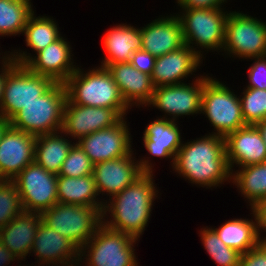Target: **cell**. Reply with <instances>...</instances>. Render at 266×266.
<instances>
[{
  "mask_svg": "<svg viewBox=\"0 0 266 266\" xmlns=\"http://www.w3.org/2000/svg\"><path fill=\"white\" fill-rule=\"evenodd\" d=\"M192 140L182 143L175 157L173 173L207 189L221 187L226 181L231 183L225 139L209 132Z\"/></svg>",
  "mask_w": 266,
  "mask_h": 266,
  "instance_id": "cell-1",
  "label": "cell"
},
{
  "mask_svg": "<svg viewBox=\"0 0 266 266\" xmlns=\"http://www.w3.org/2000/svg\"><path fill=\"white\" fill-rule=\"evenodd\" d=\"M154 177V173H143L121 192L107 198L102 212L103 224L139 240L146 230L154 201L159 198Z\"/></svg>",
  "mask_w": 266,
  "mask_h": 266,
  "instance_id": "cell-2",
  "label": "cell"
},
{
  "mask_svg": "<svg viewBox=\"0 0 266 266\" xmlns=\"http://www.w3.org/2000/svg\"><path fill=\"white\" fill-rule=\"evenodd\" d=\"M64 83L67 98L73 104L111 108L122 118L130 111L106 67L98 65L85 71L78 66Z\"/></svg>",
  "mask_w": 266,
  "mask_h": 266,
  "instance_id": "cell-3",
  "label": "cell"
},
{
  "mask_svg": "<svg viewBox=\"0 0 266 266\" xmlns=\"http://www.w3.org/2000/svg\"><path fill=\"white\" fill-rule=\"evenodd\" d=\"M225 9H180L176 14L181 24L185 45L191 47L202 59H205L204 55L211 50L218 54L222 52L225 24L230 12Z\"/></svg>",
  "mask_w": 266,
  "mask_h": 266,
  "instance_id": "cell-4",
  "label": "cell"
},
{
  "mask_svg": "<svg viewBox=\"0 0 266 266\" xmlns=\"http://www.w3.org/2000/svg\"><path fill=\"white\" fill-rule=\"evenodd\" d=\"M66 99L65 83L56 82L37 100L18 111L10 119V126L36 137L61 131Z\"/></svg>",
  "mask_w": 266,
  "mask_h": 266,
  "instance_id": "cell-5",
  "label": "cell"
},
{
  "mask_svg": "<svg viewBox=\"0 0 266 266\" xmlns=\"http://www.w3.org/2000/svg\"><path fill=\"white\" fill-rule=\"evenodd\" d=\"M137 241L140 240L102 224L80 249L76 266L84 263L83 266H139L135 254Z\"/></svg>",
  "mask_w": 266,
  "mask_h": 266,
  "instance_id": "cell-6",
  "label": "cell"
},
{
  "mask_svg": "<svg viewBox=\"0 0 266 266\" xmlns=\"http://www.w3.org/2000/svg\"><path fill=\"white\" fill-rule=\"evenodd\" d=\"M226 85L211 76L204 83L201 103V114L205 115L214 128L211 134L223 138L246 126L240 96Z\"/></svg>",
  "mask_w": 266,
  "mask_h": 266,
  "instance_id": "cell-7",
  "label": "cell"
},
{
  "mask_svg": "<svg viewBox=\"0 0 266 266\" xmlns=\"http://www.w3.org/2000/svg\"><path fill=\"white\" fill-rule=\"evenodd\" d=\"M42 221L81 249L103 224L96 206L56 203L42 214Z\"/></svg>",
  "mask_w": 266,
  "mask_h": 266,
  "instance_id": "cell-8",
  "label": "cell"
},
{
  "mask_svg": "<svg viewBox=\"0 0 266 266\" xmlns=\"http://www.w3.org/2000/svg\"><path fill=\"white\" fill-rule=\"evenodd\" d=\"M222 55L251 59L266 56V21L240 11H230L225 24Z\"/></svg>",
  "mask_w": 266,
  "mask_h": 266,
  "instance_id": "cell-9",
  "label": "cell"
},
{
  "mask_svg": "<svg viewBox=\"0 0 266 266\" xmlns=\"http://www.w3.org/2000/svg\"><path fill=\"white\" fill-rule=\"evenodd\" d=\"M56 82L48 76L31 72L16 62L7 70L0 115L10 120L27 104L37 100Z\"/></svg>",
  "mask_w": 266,
  "mask_h": 266,
  "instance_id": "cell-10",
  "label": "cell"
},
{
  "mask_svg": "<svg viewBox=\"0 0 266 266\" xmlns=\"http://www.w3.org/2000/svg\"><path fill=\"white\" fill-rule=\"evenodd\" d=\"M72 51L70 42L62 35L36 55L21 49L11 50L10 55L18 65L26 66L31 72L64 83L79 66L72 59Z\"/></svg>",
  "mask_w": 266,
  "mask_h": 266,
  "instance_id": "cell-11",
  "label": "cell"
},
{
  "mask_svg": "<svg viewBox=\"0 0 266 266\" xmlns=\"http://www.w3.org/2000/svg\"><path fill=\"white\" fill-rule=\"evenodd\" d=\"M212 76L205 73L196 76L192 83L159 86L154 89L152 99L147 105L164 112L163 118L177 121L186 115L201 114L204 83ZM185 115V116H184ZM171 117V118H170Z\"/></svg>",
  "mask_w": 266,
  "mask_h": 266,
  "instance_id": "cell-12",
  "label": "cell"
},
{
  "mask_svg": "<svg viewBox=\"0 0 266 266\" xmlns=\"http://www.w3.org/2000/svg\"><path fill=\"white\" fill-rule=\"evenodd\" d=\"M13 182L26 212L42 214L58 203L57 174L46 171L35 161L25 167Z\"/></svg>",
  "mask_w": 266,
  "mask_h": 266,
  "instance_id": "cell-13",
  "label": "cell"
},
{
  "mask_svg": "<svg viewBox=\"0 0 266 266\" xmlns=\"http://www.w3.org/2000/svg\"><path fill=\"white\" fill-rule=\"evenodd\" d=\"M124 156L103 161L94 165L93 177L99 194L109 196V199L132 184L143 173H153L155 169L150 157L142 159L134 156ZM153 164V165H152Z\"/></svg>",
  "mask_w": 266,
  "mask_h": 266,
  "instance_id": "cell-14",
  "label": "cell"
},
{
  "mask_svg": "<svg viewBox=\"0 0 266 266\" xmlns=\"http://www.w3.org/2000/svg\"><path fill=\"white\" fill-rule=\"evenodd\" d=\"M126 119L123 117L114 126L93 132L76 142L94 165L136 154L132 149L133 138Z\"/></svg>",
  "mask_w": 266,
  "mask_h": 266,
  "instance_id": "cell-15",
  "label": "cell"
},
{
  "mask_svg": "<svg viewBox=\"0 0 266 266\" xmlns=\"http://www.w3.org/2000/svg\"><path fill=\"white\" fill-rule=\"evenodd\" d=\"M121 119L114 109L81 106L67 98L63 109L62 131L77 142L93 132L114 126Z\"/></svg>",
  "mask_w": 266,
  "mask_h": 266,
  "instance_id": "cell-16",
  "label": "cell"
},
{
  "mask_svg": "<svg viewBox=\"0 0 266 266\" xmlns=\"http://www.w3.org/2000/svg\"><path fill=\"white\" fill-rule=\"evenodd\" d=\"M80 249L69 239L43 221L38 226L30 255H35L38 266H76ZM39 260V261H38Z\"/></svg>",
  "mask_w": 266,
  "mask_h": 266,
  "instance_id": "cell-17",
  "label": "cell"
},
{
  "mask_svg": "<svg viewBox=\"0 0 266 266\" xmlns=\"http://www.w3.org/2000/svg\"><path fill=\"white\" fill-rule=\"evenodd\" d=\"M36 136L9 126L0 140V180H13L34 162Z\"/></svg>",
  "mask_w": 266,
  "mask_h": 266,
  "instance_id": "cell-18",
  "label": "cell"
},
{
  "mask_svg": "<svg viewBox=\"0 0 266 266\" xmlns=\"http://www.w3.org/2000/svg\"><path fill=\"white\" fill-rule=\"evenodd\" d=\"M203 59L188 45L156 57L151 74L154 87L185 83L184 79L196 74Z\"/></svg>",
  "mask_w": 266,
  "mask_h": 266,
  "instance_id": "cell-19",
  "label": "cell"
},
{
  "mask_svg": "<svg viewBox=\"0 0 266 266\" xmlns=\"http://www.w3.org/2000/svg\"><path fill=\"white\" fill-rule=\"evenodd\" d=\"M225 150L229 168L266 162V144L255 125H246L225 138Z\"/></svg>",
  "mask_w": 266,
  "mask_h": 266,
  "instance_id": "cell-20",
  "label": "cell"
},
{
  "mask_svg": "<svg viewBox=\"0 0 266 266\" xmlns=\"http://www.w3.org/2000/svg\"><path fill=\"white\" fill-rule=\"evenodd\" d=\"M160 16L140 27L142 50L155 57L178 50L185 45L177 15L174 13Z\"/></svg>",
  "mask_w": 266,
  "mask_h": 266,
  "instance_id": "cell-21",
  "label": "cell"
},
{
  "mask_svg": "<svg viewBox=\"0 0 266 266\" xmlns=\"http://www.w3.org/2000/svg\"><path fill=\"white\" fill-rule=\"evenodd\" d=\"M106 68L130 110L134 106L147 107L155 89L150 75L140 72L130 62L110 64Z\"/></svg>",
  "mask_w": 266,
  "mask_h": 266,
  "instance_id": "cell-22",
  "label": "cell"
},
{
  "mask_svg": "<svg viewBox=\"0 0 266 266\" xmlns=\"http://www.w3.org/2000/svg\"><path fill=\"white\" fill-rule=\"evenodd\" d=\"M178 120L163 118L162 116L154 119L143 131V142L149 155L172 160L174 166L175 157L182 146L183 137L181 135Z\"/></svg>",
  "mask_w": 266,
  "mask_h": 266,
  "instance_id": "cell-23",
  "label": "cell"
},
{
  "mask_svg": "<svg viewBox=\"0 0 266 266\" xmlns=\"http://www.w3.org/2000/svg\"><path fill=\"white\" fill-rule=\"evenodd\" d=\"M106 32L101 42L106 53L101 61L102 67L130 62L133 53L142 49L141 28L137 26L121 23Z\"/></svg>",
  "mask_w": 266,
  "mask_h": 266,
  "instance_id": "cell-24",
  "label": "cell"
},
{
  "mask_svg": "<svg viewBox=\"0 0 266 266\" xmlns=\"http://www.w3.org/2000/svg\"><path fill=\"white\" fill-rule=\"evenodd\" d=\"M41 214L23 211L0 229V242L19 259L30 256Z\"/></svg>",
  "mask_w": 266,
  "mask_h": 266,
  "instance_id": "cell-25",
  "label": "cell"
},
{
  "mask_svg": "<svg viewBox=\"0 0 266 266\" xmlns=\"http://www.w3.org/2000/svg\"><path fill=\"white\" fill-rule=\"evenodd\" d=\"M251 219L233 218L213 228L219 238L230 248L244 254L256 247L261 241L257 217L253 209H250ZM254 218V219H253Z\"/></svg>",
  "mask_w": 266,
  "mask_h": 266,
  "instance_id": "cell-26",
  "label": "cell"
},
{
  "mask_svg": "<svg viewBox=\"0 0 266 266\" xmlns=\"http://www.w3.org/2000/svg\"><path fill=\"white\" fill-rule=\"evenodd\" d=\"M57 196L58 203L96 206L103 212L105 198H99L93 174L76 178L58 174Z\"/></svg>",
  "mask_w": 266,
  "mask_h": 266,
  "instance_id": "cell-27",
  "label": "cell"
},
{
  "mask_svg": "<svg viewBox=\"0 0 266 266\" xmlns=\"http://www.w3.org/2000/svg\"><path fill=\"white\" fill-rule=\"evenodd\" d=\"M61 130L36 137L34 161L46 171L59 174L74 140ZM73 141V142H72Z\"/></svg>",
  "mask_w": 266,
  "mask_h": 266,
  "instance_id": "cell-28",
  "label": "cell"
},
{
  "mask_svg": "<svg viewBox=\"0 0 266 266\" xmlns=\"http://www.w3.org/2000/svg\"><path fill=\"white\" fill-rule=\"evenodd\" d=\"M231 182L252 209L266 196V162L231 170ZM241 192V193H240Z\"/></svg>",
  "mask_w": 266,
  "mask_h": 266,
  "instance_id": "cell-29",
  "label": "cell"
},
{
  "mask_svg": "<svg viewBox=\"0 0 266 266\" xmlns=\"http://www.w3.org/2000/svg\"><path fill=\"white\" fill-rule=\"evenodd\" d=\"M36 16L35 12L29 16L23 31L26 46L32 49L35 54L62 36V32L59 31V24L53 17Z\"/></svg>",
  "mask_w": 266,
  "mask_h": 266,
  "instance_id": "cell-30",
  "label": "cell"
},
{
  "mask_svg": "<svg viewBox=\"0 0 266 266\" xmlns=\"http://www.w3.org/2000/svg\"><path fill=\"white\" fill-rule=\"evenodd\" d=\"M33 12L31 0H0V36L4 38L23 34Z\"/></svg>",
  "mask_w": 266,
  "mask_h": 266,
  "instance_id": "cell-31",
  "label": "cell"
},
{
  "mask_svg": "<svg viewBox=\"0 0 266 266\" xmlns=\"http://www.w3.org/2000/svg\"><path fill=\"white\" fill-rule=\"evenodd\" d=\"M199 237L210 258L219 266H239L240 256L237 250L228 247L217 235L213 227H202Z\"/></svg>",
  "mask_w": 266,
  "mask_h": 266,
  "instance_id": "cell-32",
  "label": "cell"
},
{
  "mask_svg": "<svg viewBox=\"0 0 266 266\" xmlns=\"http://www.w3.org/2000/svg\"><path fill=\"white\" fill-rule=\"evenodd\" d=\"M240 103L246 125H255L266 119V90L245 87Z\"/></svg>",
  "mask_w": 266,
  "mask_h": 266,
  "instance_id": "cell-33",
  "label": "cell"
},
{
  "mask_svg": "<svg viewBox=\"0 0 266 266\" xmlns=\"http://www.w3.org/2000/svg\"><path fill=\"white\" fill-rule=\"evenodd\" d=\"M23 211L16 184L13 180H0V229Z\"/></svg>",
  "mask_w": 266,
  "mask_h": 266,
  "instance_id": "cell-34",
  "label": "cell"
},
{
  "mask_svg": "<svg viewBox=\"0 0 266 266\" xmlns=\"http://www.w3.org/2000/svg\"><path fill=\"white\" fill-rule=\"evenodd\" d=\"M93 169V162L75 142L70 148L67 158L62 163L59 175L75 178L82 177L93 174Z\"/></svg>",
  "mask_w": 266,
  "mask_h": 266,
  "instance_id": "cell-35",
  "label": "cell"
},
{
  "mask_svg": "<svg viewBox=\"0 0 266 266\" xmlns=\"http://www.w3.org/2000/svg\"><path fill=\"white\" fill-rule=\"evenodd\" d=\"M251 61L246 87L266 90V56L251 58Z\"/></svg>",
  "mask_w": 266,
  "mask_h": 266,
  "instance_id": "cell-36",
  "label": "cell"
},
{
  "mask_svg": "<svg viewBox=\"0 0 266 266\" xmlns=\"http://www.w3.org/2000/svg\"><path fill=\"white\" fill-rule=\"evenodd\" d=\"M239 266H266V241L241 254Z\"/></svg>",
  "mask_w": 266,
  "mask_h": 266,
  "instance_id": "cell-37",
  "label": "cell"
},
{
  "mask_svg": "<svg viewBox=\"0 0 266 266\" xmlns=\"http://www.w3.org/2000/svg\"><path fill=\"white\" fill-rule=\"evenodd\" d=\"M156 57L145 50L134 52L131 58V65L142 73L152 74Z\"/></svg>",
  "mask_w": 266,
  "mask_h": 266,
  "instance_id": "cell-38",
  "label": "cell"
},
{
  "mask_svg": "<svg viewBox=\"0 0 266 266\" xmlns=\"http://www.w3.org/2000/svg\"><path fill=\"white\" fill-rule=\"evenodd\" d=\"M230 1V0H229ZM228 0H176L177 6L181 9H191V8H225L223 5L227 3Z\"/></svg>",
  "mask_w": 266,
  "mask_h": 266,
  "instance_id": "cell-39",
  "label": "cell"
},
{
  "mask_svg": "<svg viewBox=\"0 0 266 266\" xmlns=\"http://www.w3.org/2000/svg\"><path fill=\"white\" fill-rule=\"evenodd\" d=\"M252 209L257 217L259 233L266 232V196L260 202H258ZM261 239L262 241H266V236H262Z\"/></svg>",
  "mask_w": 266,
  "mask_h": 266,
  "instance_id": "cell-40",
  "label": "cell"
},
{
  "mask_svg": "<svg viewBox=\"0 0 266 266\" xmlns=\"http://www.w3.org/2000/svg\"><path fill=\"white\" fill-rule=\"evenodd\" d=\"M20 263V261H25V259H19L14 253H12L6 246L0 242V266H8L12 262Z\"/></svg>",
  "mask_w": 266,
  "mask_h": 266,
  "instance_id": "cell-41",
  "label": "cell"
},
{
  "mask_svg": "<svg viewBox=\"0 0 266 266\" xmlns=\"http://www.w3.org/2000/svg\"><path fill=\"white\" fill-rule=\"evenodd\" d=\"M15 63V61L10 57L5 63L0 65V104L3 98L4 84L7 77V70Z\"/></svg>",
  "mask_w": 266,
  "mask_h": 266,
  "instance_id": "cell-42",
  "label": "cell"
},
{
  "mask_svg": "<svg viewBox=\"0 0 266 266\" xmlns=\"http://www.w3.org/2000/svg\"><path fill=\"white\" fill-rule=\"evenodd\" d=\"M256 128L260 132L262 139L266 144V119L255 124Z\"/></svg>",
  "mask_w": 266,
  "mask_h": 266,
  "instance_id": "cell-43",
  "label": "cell"
},
{
  "mask_svg": "<svg viewBox=\"0 0 266 266\" xmlns=\"http://www.w3.org/2000/svg\"><path fill=\"white\" fill-rule=\"evenodd\" d=\"M10 126V120H6L2 115H0V140L2 138L3 133Z\"/></svg>",
  "mask_w": 266,
  "mask_h": 266,
  "instance_id": "cell-44",
  "label": "cell"
},
{
  "mask_svg": "<svg viewBox=\"0 0 266 266\" xmlns=\"http://www.w3.org/2000/svg\"><path fill=\"white\" fill-rule=\"evenodd\" d=\"M8 52V53H7ZM5 54L3 55V54H1L0 53V55H2V57L0 56V63H5L10 57H11V55H10V51H6V52H4ZM7 53V54H6Z\"/></svg>",
  "mask_w": 266,
  "mask_h": 266,
  "instance_id": "cell-45",
  "label": "cell"
},
{
  "mask_svg": "<svg viewBox=\"0 0 266 266\" xmlns=\"http://www.w3.org/2000/svg\"><path fill=\"white\" fill-rule=\"evenodd\" d=\"M17 266H28V264H27V265H22V264L20 265V264H19V265H17ZM30 266H31V265H30ZM34 266H38V265H34Z\"/></svg>",
  "mask_w": 266,
  "mask_h": 266,
  "instance_id": "cell-46",
  "label": "cell"
}]
</instances>
